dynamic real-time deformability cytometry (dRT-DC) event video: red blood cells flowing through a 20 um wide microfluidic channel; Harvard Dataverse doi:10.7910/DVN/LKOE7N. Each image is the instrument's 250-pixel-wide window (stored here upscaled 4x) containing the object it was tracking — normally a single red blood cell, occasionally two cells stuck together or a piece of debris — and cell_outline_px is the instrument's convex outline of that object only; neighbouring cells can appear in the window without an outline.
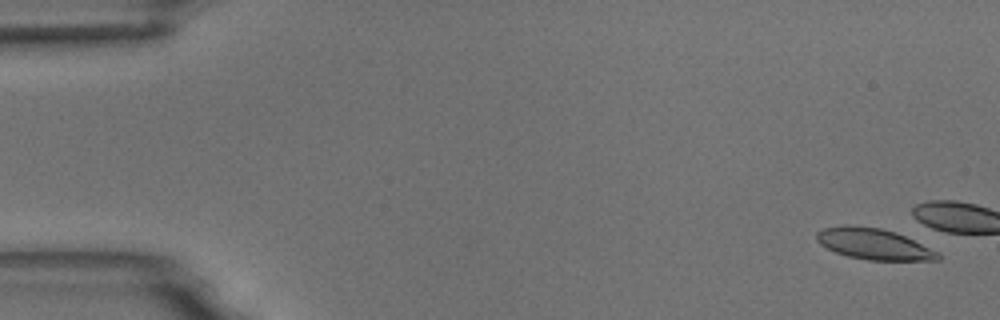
{"species": "common noctule bat (a hibernating species)", "species_latin": "Nyctalus noctula", "temperature_condition": "room temperature", "stored_images_in_passage": 5, "camera_frame_rate_fps": 3000, "um_per_image_px": 0.085, "animal": {"sex": "male", "body_mass_g": 18.8}, "frame": {"image": 1, "passage_image": 1, "time_ms": 0.0, "image_size_px": [1000, 320], "cell_outline_px": [[940, 260], [868, 260], [848, 256], [836, 252], [820, 244], [816, 240], [816, 232], [824, 228], [844, 224], [848, 224], [880, 228], [896, 232], [940, 252]], "centroid_in_image_um": [74.27, 20.73], "position_along_channel_um": 10.7, "area_um2": 22.02}}